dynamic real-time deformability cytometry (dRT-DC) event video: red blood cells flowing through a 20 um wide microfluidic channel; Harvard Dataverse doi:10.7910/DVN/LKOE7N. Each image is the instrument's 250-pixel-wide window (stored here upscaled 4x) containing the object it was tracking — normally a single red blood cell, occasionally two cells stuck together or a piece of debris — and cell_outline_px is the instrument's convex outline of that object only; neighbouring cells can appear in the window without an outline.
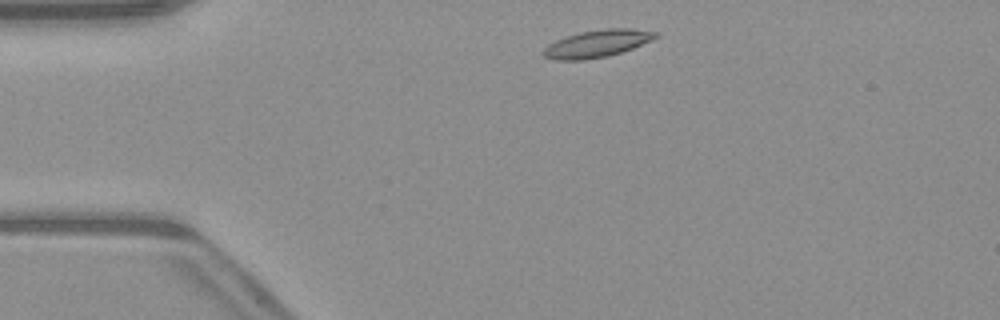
{"species": "common noctule bat (a hibernating species)", "species_latin": "Nyctalus noctula", "temperature_condition": "warm", "stored_images_in_passage": 2, "camera_frame_rate_fps": 3000, "um_per_image_px": 0.085, "animal": {"sex": "male", "body_mass_g": 23.1, "forearm_length_mm": 52.7}, "frame": {"image": 1, "passage_image": 1, "time_ms": 0.0, "image_size_px": [1000, 320], "cell_outline_px": [[660, 36], [652, 40], [632, 48], [608, 56], [584, 60], [556, 60], [544, 56], [540, 52], [548, 44], [564, 36], [580, 32], [604, 28], [632, 28], [660, 32]], "centroid_in_image_um": [50.76, 3.69], "position_along_channel_um": 34.2, "area_um2": 18.09}}